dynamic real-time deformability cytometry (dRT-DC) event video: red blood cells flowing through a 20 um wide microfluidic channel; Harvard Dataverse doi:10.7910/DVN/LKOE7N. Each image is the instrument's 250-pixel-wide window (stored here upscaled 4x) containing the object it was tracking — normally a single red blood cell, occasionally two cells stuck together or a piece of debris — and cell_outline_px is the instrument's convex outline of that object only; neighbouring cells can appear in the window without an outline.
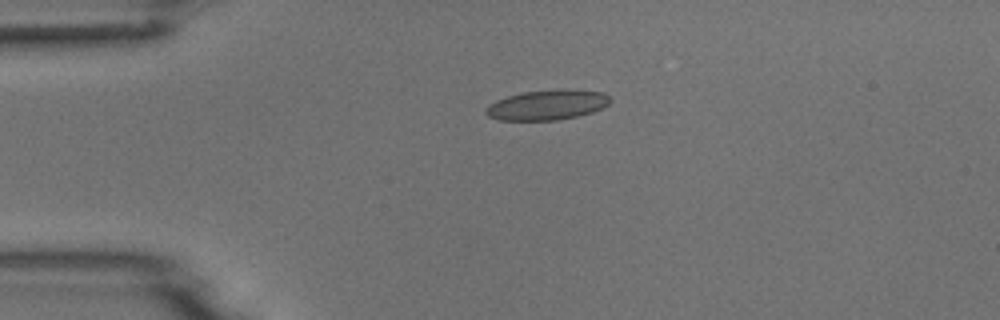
{"species": "common noctule bat (a hibernating species)", "species_latin": "Nyctalus noctula", "temperature_condition": "room temperature", "stored_images_in_passage": 4, "camera_frame_rate_fps": 3000, "um_per_image_px": 0.085, "animal": {"sex": "male", "body_mass_g": 18.8}, "frame": {"image": 1, "passage_image": 3, "time_ms": 3.333, "image_size_px": [1000, 320], "cell_outline_px": [[612, 100], [608, 104], [592, 112], [576, 116], [556, 120], [500, 120], [488, 116], [484, 112], [484, 108], [488, 104], [496, 100], [508, 96], [524, 92], [604, 92]], "centroid_in_image_um": [46.41, 8.97], "position_along_channel_um": 38.6, "area_um2": 20.69}}